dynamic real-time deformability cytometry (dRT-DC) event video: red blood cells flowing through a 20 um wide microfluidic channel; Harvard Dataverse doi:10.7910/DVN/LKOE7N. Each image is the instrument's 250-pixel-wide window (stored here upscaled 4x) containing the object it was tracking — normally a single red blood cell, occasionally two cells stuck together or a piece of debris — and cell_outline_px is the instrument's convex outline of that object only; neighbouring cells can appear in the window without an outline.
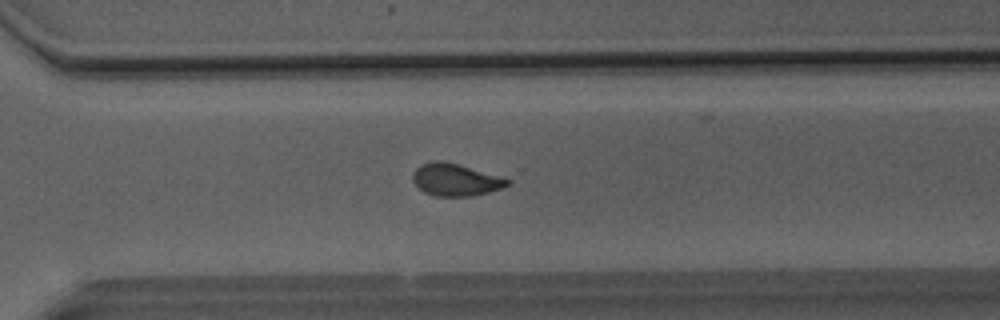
{"species": "Egyptian fruit bat (a non-hibernating species)", "species_latin": "Rousettus aegyptiacus", "temperature_condition": "room temperature", "stored_images_in_passage": 36, "camera_frame_rate_fps": 3000, "um_per_image_px": 0.085, "animal": {"sex": "male"}, "frame": {"image": 1, "passage_image": 36, "time_ms": 11.667, "image_size_px": [1000, 320], "cell_outline_px": [[512, 184], [488, 192], [468, 196], [436, 196], [424, 192], [412, 180], [412, 172], [420, 164], [432, 160], [440, 160], [460, 164], [512, 180]], "centroid_in_image_um": [38.7, 15.26], "position_along_channel_um": 331.9, "area_um2": 17.86}}